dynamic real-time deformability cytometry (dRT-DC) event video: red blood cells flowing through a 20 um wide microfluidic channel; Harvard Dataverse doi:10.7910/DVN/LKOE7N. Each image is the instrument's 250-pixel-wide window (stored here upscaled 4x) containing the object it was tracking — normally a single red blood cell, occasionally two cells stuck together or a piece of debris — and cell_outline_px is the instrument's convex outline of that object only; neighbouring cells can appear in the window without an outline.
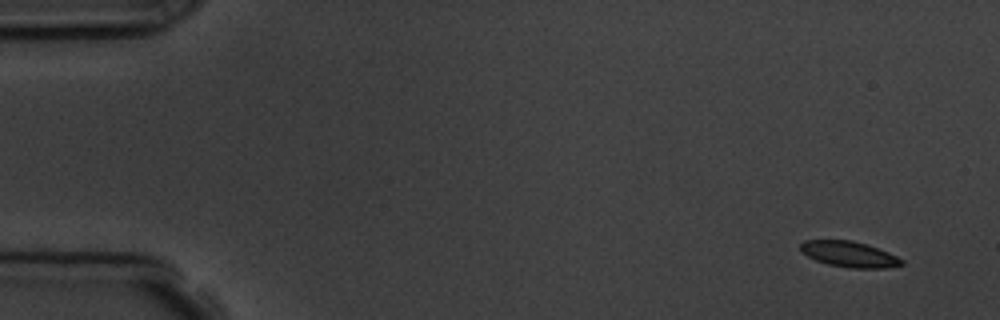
{"species": "common noctule bat (a hibernating species)", "species_latin": "Nyctalus noctula", "temperature_condition": "room temperature", "stored_images_in_passage": 5, "camera_frame_rate_fps": 3000, "um_per_image_px": 0.085, "animal": {"sex": "male", "body_mass_g": 19.5, "forearm_length_mm": 54.6}, "frame": {"image": 1, "passage_image": 1, "time_ms": 0.0, "image_size_px": [1000, 320], "cell_outline_px": [[904, 264], [884, 268], [848, 268], [828, 264], [816, 260], [800, 252], [800, 244], [804, 240], [852, 240], [888, 252], [904, 260]], "centroid_in_image_um": [72.16, 21.61], "position_along_channel_um": 12.8, "area_um2": 15.09}}
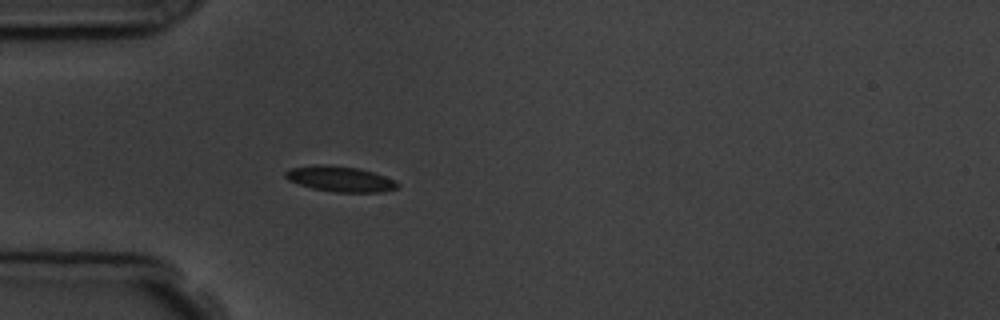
{"frame": {"image": 2, "passage_image": 5, "time_ms": 4.333, "image_size_px": [1000, 320], "cell_outline_px": [[400, 184], [396, 188], [380, 192], [336, 192], [312, 188], [288, 180], [284, 176], [284, 172], [288, 168], [312, 164], [324, 164], [360, 168], [396, 180]], "centroid_in_image_um": [28.87, 15.19], "position_along_channel_um": 56.1, "area_um2": 16.76}}